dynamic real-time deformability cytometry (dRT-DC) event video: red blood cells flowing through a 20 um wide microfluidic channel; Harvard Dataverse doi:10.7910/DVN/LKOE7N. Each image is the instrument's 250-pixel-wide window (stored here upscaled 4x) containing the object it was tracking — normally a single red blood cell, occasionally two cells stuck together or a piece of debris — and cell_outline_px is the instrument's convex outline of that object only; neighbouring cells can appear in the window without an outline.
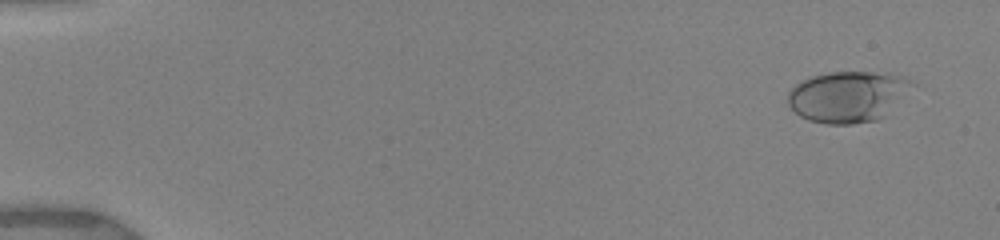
{"species": "human", "species_latin": "Homo sapiens", "temperature_condition": "warm", "stored_images_in_passage": 37, "camera_frame_rate_fps": 3000, "um_per_image_px": 0.085, "donor": {"sex": "female"}, "frame": {"image": 1, "passage_image": 3, "time_ms": 0.667, "image_size_px": [1000, 240], "cell_outline_px": [[916, 84], [884, 116], [876, 120], [852, 124], [824, 124], [808, 120], [800, 116], [788, 104], [788, 92], [796, 84], [812, 76], [828, 72], [888, 72], [908, 76]], "centroid_in_image_um": [72.11, 8.19], "position_along_channel_um": 12.9, "area_um2": 37.22}}
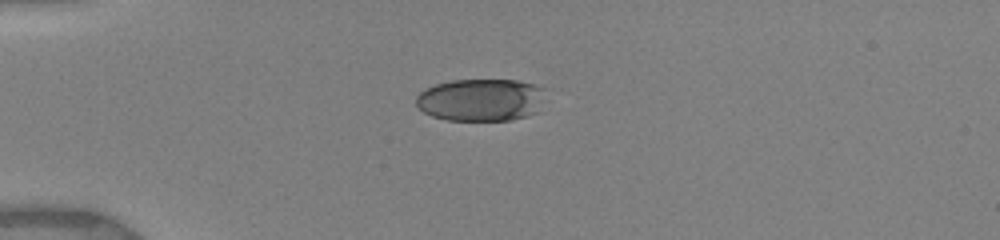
{"frame": {"image": 2, "passage_image": 13, "time_ms": 4.333, "image_size_px": [1000, 240], "cell_outline_px": [[544, 88], [540, 112], [528, 116], [512, 120], [448, 120], [432, 116], [424, 112], [416, 104], [416, 96], [424, 88], [436, 84], [452, 80], [516, 80], [532, 84]], "centroid_in_image_um": [40.88, 8.49], "position_along_channel_um": 44.1, "area_um2": 32.19}}
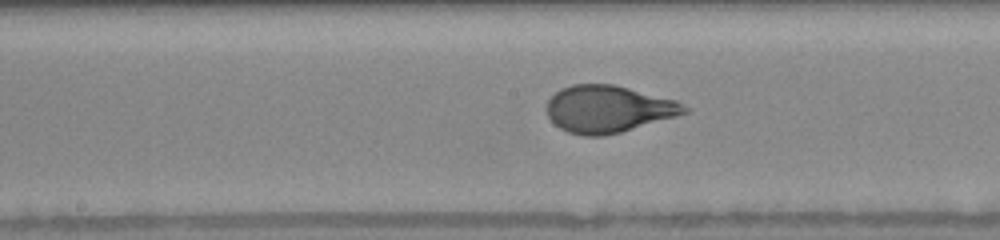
{"frame": {"image": 3, "passage_image": 26, "time_ms": 9.0, "image_size_px": [1000, 240], "cell_outline_px": [[692, 108], [688, 112], [676, 116], [620, 132], [600, 136], [584, 136], [568, 132], [560, 128], [548, 116], [544, 108], [548, 100], [560, 88], [572, 84], [612, 84], [676, 100]], "centroid_in_image_um": [51.68, 9.26], "position_along_channel_um": 196.5, "area_um2": 37.69}}